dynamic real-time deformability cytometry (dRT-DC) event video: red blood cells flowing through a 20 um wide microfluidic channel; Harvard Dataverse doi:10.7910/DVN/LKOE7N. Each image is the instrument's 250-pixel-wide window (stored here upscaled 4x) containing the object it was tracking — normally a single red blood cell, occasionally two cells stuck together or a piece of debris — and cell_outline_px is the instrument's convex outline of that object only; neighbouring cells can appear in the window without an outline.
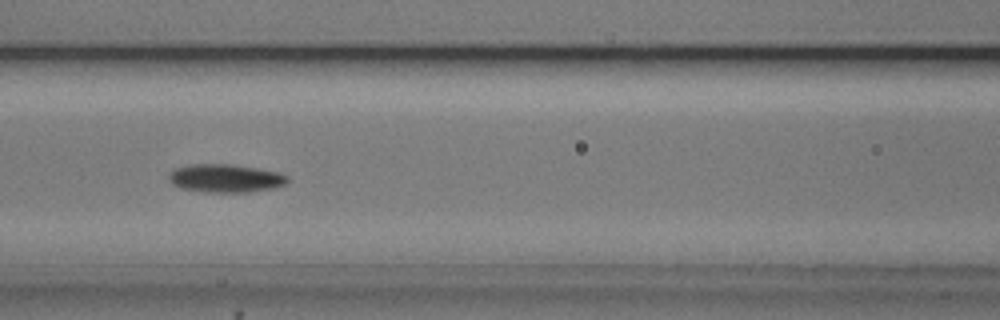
{"species": "common noctule bat (a hibernating species)", "species_latin": "Nyctalus noctula", "temperature_condition": "cold", "stored_images_in_passage": 40, "camera_frame_rate_fps": 3000, "um_per_image_px": 0.085, "animal": {"sex": "male", "body_mass_g": 20.5, "forearm_length_mm": 52.5}, "frame": {"image": 1, "passage_image": 10, "time_ms": 3.0, "image_size_px": [1000, 320], "cell_outline_px": [[288, 180], [284, 184], [276, 188], [248, 192], [204, 192], [180, 188], [172, 184], [168, 180], [168, 176], [176, 168], [192, 164], [232, 164], [280, 172], [288, 176]], "centroid_in_image_um": [19.18, 15.16], "position_along_channel_um": 147.4, "area_um2": 19.59}}
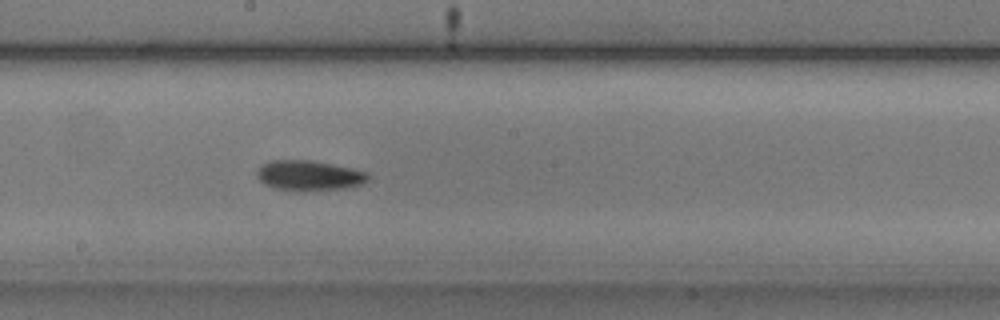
{"frame": {"image": 2, "passage_image": 16, "time_ms": 5.0, "image_size_px": [1000, 320], "cell_outline_px": [[372, 176], [364, 184], [344, 188], [296, 192], [272, 188], [264, 184], [256, 176], [256, 168], [260, 164], [272, 160], [312, 160], [352, 168], [368, 172]], "centroid_in_image_um": [26.25, 14.93], "position_along_channel_um": 221.9, "area_um2": 20.11}}
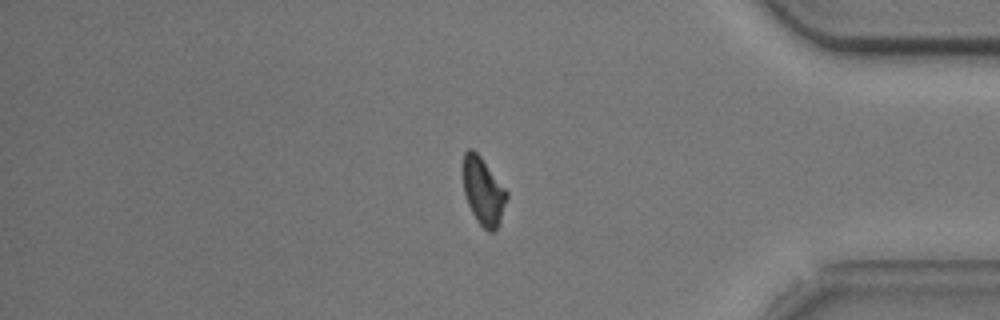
{"frame": {"image": 3, "passage_image": 32, "time_ms": 10.333, "image_size_px": [1000, 320], "cell_outline_px": [[508, 196], [500, 224], [492, 232], [488, 232], [476, 220], [468, 204], [464, 192], [460, 164], [464, 152], [468, 148], [472, 148], [480, 156], [508, 192]], "centroid_in_image_um": [41.04, 16.22], "position_along_channel_um": 394.2, "area_um2": 17.57}}